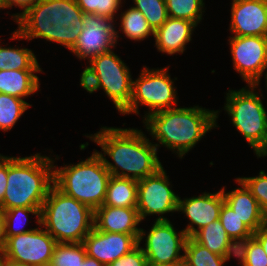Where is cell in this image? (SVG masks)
Returning a JSON list of instances; mask_svg holds the SVG:
<instances>
[{
  "instance_id": "obj_1",
  "label": "cell",
  "mask_w": 267,
  "mask_h": 266,
  "mask_svg": "<svg viewBox=\"0 0 267 266\" xmlns=\"http://www.w3.org/2000/svg\"><path fill=\"white\" fill-rule=\"evenodd\" d=\"M83 135L101 148V151L94 150L111 176L138 181L163 166L157 147L142 129L101 126L96 133Z\"/></svg>"
},
{
  "instance_id": "obj_2",
  "label": "cell",
  "mask_w": 267,
  "mask_h": 266,
  "mask_svg": "<svg viewBox=\"0 0 267 266\" xmlns=\"http://www.w3.org/2000/svg\"><path fill=\"white\" fill-rule=\"evenodd\" d=\"M222 111L194 105L178 106L149 114L143 120L146 133L157 142L159 148H167L176 157L183 159L206 134L217 129L219 114Z\"/></svg>"
},
{
  "instance_id": "obj_3",
  "label": "cell",
  "mask_w": 267,
  "mask_h": 266,
  "mask_svg": "<svg viewBox=\"0 0 267 266\" xmlns=\"http://www.w3.org/2000/svg\"><path fill=\"white\" fill-rule=\"evenodd\" d=\"M84 15L75 0H40L15 22L9 39H44L70 51L84 29Z\"/></svg>"
},
{
  "instance_id": "obj_4",
  "label": "cell",
  "mask_w": 267,
  "mask_h": 266,
  "mask_svg": "<svg viewBox=\"0 0 267 266\" xmlns=\"http://www.w3.org/2000/svg\"><path fill=\"white\" fill-rule=\"evenodd\" d=\"M8 184L0 204L2 211L14 207L41 208L53 182L52 155L8 156Z\"/></svg>"
},
{
  "instance_id": "obj_5",
  "label": "cell",
  "mask_w": 267,
  "mask_h": 266,
  "mask_svg": "<svg viewBox=\"0 0 267 266\" xmlns=\"http://www.w3.org/2000/svg\"><path fill=\"white\" fill-rule=\"evenodd\" d=\"M224 114L258 158L267 157V107L260 85L246 84L225 93Z\"/></svg>"
},
{
  "instance_id": "obj_6",
  "label": "cell",
  "mask_w": 267,
  "mask_h": 266,
  "mask_svg": "<svg viewBox=\"0 0 267 266\" xmlns=\"http://www.w3.org/2000/svg\"><path fill=\"white\" fill-rule=\"evenodd\" d=\"M53 159L54 186L65 195L89 206L93 211L103 205L110 172L105 167L103 159L95 152L78 163L55 164L60 155Z\"/></svg>"
},
{
  "instance_id": "obj_7",
  "label": "cell",
  "mask_w": 267,
  "mask_h": 266,
  "mask_svg": "<svg viewBox=\"0 0 267 266\" xmlns=\"http://www.w3.org/2000/svg\"><path fill=\"white\" fill-rule=\"evenodd\" d=\"M40 225L57 243H83L94 227V211L53 185L40 210Z\"/></svg>"
},
{
  "instance_id": "obj_8",
  "label": "cell",
  "mask_w": 267,
  "mask_h": 266,
  "mask_svg": "<svg viewBox=\"0 0 267 266\" xmlns=\"http://www.w3.org/2000/svg\"><path fill=\"white\" fill-rule=\"evenodd\" d=\"M85 65L79 85L89 94L103 90L121 114L129 106L132 95L133 73L129 66L114 49L101 53Z\"/></svg>"
},
{
  "instance_id": "obj_9",
  "label": "cell",
  "mask_w": 267,
  "mask_h": 266,
  "mask_svg": "<svg viewBox=\"0 0 267 266\" xmlns=\"http://www.w3.org/2000/svg\"><path fill=\"white\" fill-rule=\"evenodd\" d=\"M170 66L149 68L143 65L137 78L132 79V95L129 106L121 115H140V107H147L142 120L149 114L178 107L177 77L171 78Z\"/></svg>"
},
{
  "instance_id": "obj_10",
  "label": "cell",
  "mask_w": 267,
  "mask_h": 266,
  "mask_svg": "<svg viewBox=\"0 0 267 266\" xmlns=\"http://www.w3.org/2000/svg\"><path fill=\"white\" fill-rule=\"evenodd\" d=\"M164 166L154 174L138 180L137 210L142 223L147 217L153 221H170L167 215L178 212L179 195L174 188ZM166 215V216H165Z\"/></svg>"
},
{
  "instance_id": "obj_11",
  "label": "cell",
  "mask_w": 267,
  "mask_h": 266,
  "mask_svg": "<svg viewBox=\"0 0 267 266\" xmlns=\"http://www.w3.org/2000/svg\"><path fill=\"white\" fill-rule=\"evenodd\" d=\"M151 224L148 231L141 228L138 239L147 262L166 265L184 260V248L188 238L184 229L177 231L171 220L154 221Z\"/></svg>"
},
{
  "instance_id": "obj_12",
  "label": "cell",
  "mask_w": 267,
  "mask_h": 266,
  "mask_svg": "<svg viewBox=\"0 0 267 266\" xmlns=\"http://www.w3.org/2000/svg\"><path fill=\"white\" fill-rule=\"evenodd\" d=\"M233 69L249 85H261L267 70V37L229 36Z\"/></svg>"
},
{
  "instance_id": "obj_13",
  "label": "cell",
  "mask_w": 267,
  "mask_h": 266,
  "mask_svg": "<svg viewBox=\"0 0 267 266\" xmlns=\"http://www.w3.org/2000/svg\"><path fill=\"white\" fill-rule=\"evenodd\" d=\"M57 241L41 226L30 232L9 237L5 242V260L31 266L50 265Z\"/></svg>"
},
{
  "instance_id": "obj_14",
  "label": "cell",
  "mask_w": 267,
  "mask_h": 266,
  "mask_svg": "<svg viewBox=\"0 0 267 266\" xmlns=\"http://www.w3.org/2000/svg\"><path fill=\"white\" fill-rule=\"evenodd\" d=\"M84 29L78 37L71 53L80 61L89 62L101 53L116 49L115 20L96 14H85Z\"/></svg>"
},
{
  "instance_id": "obj_15",
  "label": "cell",
  "mask_w": 267,
  "mask_h": 266,
  "mask_svg": "<svg viewBox=\"0 0 267 266\" xmlns=\"http://www.w3.org/2000/svg\"><path fill=\"white\" fill-rule=\"evenodd\" d=\"M224 202L222 189L214 193L204 191L189 198H181L179 195L177 213L184 214L189 222L183 228L186 235L192 237L201 228L218 220Z\"/></svg>"
},
{
  "instance_id": "obj_16",
  "label": "cell",
  "mask_w": 267,
  "mask_h": 266,
  "mask_svg": "<svg viewBox=\"0 0 267 266\" xmlns=\"http://www.w3.org/2000/svg\"><path fill=\"white\" fill-rule=\"evenodd\" d=\"M231 36L267 37V0H231Z\"/></svg>"
},
{
  "instance_id": "obj_17",
  "label": "cell",
  "mask_w": 267,
  "mask_h": 266,
  "mask_svg": "<svg viewBox=\"0 0 267 266\" xmlns=\"http://www.w3.org/2000/svg\"><path fill=\"white\" fill-rule=\"evenodd\" d=\"M140 235L99 231L95 227L85 236L86 254L105 266L129 253L138 245Z\"/></svg>"
},
{
  "instance_id": "obj_18",
  "label": "cell",
  "mask_w": 267,
  "mask_h": 266,
  "mask_svg": "<svg viewBox=\"0 0 267 266\" xmlns=\"http://www.w3.org/2000/svg\"><path fill=\"white\" fill-rule=\"evenodd\" d=\"M197 27L192 21L168 17L167 21L154 31V47L157 52L168 56L182 55L192 41Z\"/></svg>"
},
{
  "instance_id": "obj_19",
  "label": "cell",
  "mask_w": 267,
  "mask_h": 266,
  "mask_svg": "<svg viewBox=\"0 0 267 266\" xmlns=\"http://www.w3.org/2000/svg\"><path fill=\"white\" fill-rule=\"evenodd\" d=\"M234 180L238 187L231 191H228L226 186L221 187L225 203L240 218L241 222L255 233L267 223V216L247 187L239 179L235 178Z\"/></svg>"
},
{
  "instance_id": "obj_20",
  "label": "cell",
  "mask_w": 267,
  "mask_h": 266,
  "mask_svg": "<svg viewBox=\"0 0 267 266\" xmlns=\"http://www.w3.org/2000/svg\"><path fill=\"white\" fill-rule=\"evenodd\" d=\"M141 223L137 208L100 206L94 211V227L99 231L140 235Z\"/></svg>"
},
{
  "instance_id": "obj_21",
  "label": "cell",
  "mask_w": 267,
  "mask_h": 266,
  "mask_svg": "<svg viewBox=\"0 0 267 266\" xmlns=\"http://www.w3.org/2000/svg\"><path fill=\"white\" fill-rule=\"evenodd\" d=\"M44 70H0V93L17 98L28 99L40 89V78L37 73Z\"/></svg>"
},
{
  "instance_id": "obj_22",
  "label": "cell",
  "mask_w": 267,
  "mask_h": 266,
  "mask_svg": "<svg viewBox=\"0 0 267 266\" xmlns=\"http://www.w3.org/2000/svg\"><path fill=\"white\" fill-rule=\"evenodd\" d=\"M120 14H118L117 19L115 21V27H119L118 29L115 28V37L116 43L119 44L120 38L122 33L126 38L130 39L131 41L141 42L143 40L149 39L154 37V31L149 26L146 18L144 15L133 6L125 8V11L121 8ZM119 20V22H118Z\"/></svg>"
},
{
  "instance_id": "obj_23",
  "label": "cell",
  "mask_w": 267,
  "mask_h": 266,
  "mask_svg": "<svg viewBox=\"0 0 267 266\" xmlns=\"http://www.w3.org/2000/svg\"><path fill=\"white\" fill-rule=\"evenodd\" d=\"M192 238L212 253L236 257L237 245L227 235L219 219L198 230Z\"/></svg>"
},
{
  "instance_id": "obj_24",
  "label": "cell",
  "mask_w": 267,
  "mask_h": 266,
  "mask_svg": "<svg viewBox=\"0 0 267 266\" xmlns=\"http://www.w3.org/2000/svg\"><path fill=\"white\" fill-rule=\"evenodd\" d=\"M138 181L132 178L111 176L102 206L136 208Z\"/></svg>"
},
{
  "instance_id": "obj_25",
  "label": "cell",
  "mask_w": 267,
  "mask_h": 266,
  "mask_svg": "<svg viewBox=\"0 0 267 266\" xmlns=\"http://www.w3.org/2000/svg\"><path fill=\"white\" fill-rule=\"evenodd\" d=\"M0 39V70H42L38 55L32 49L23 46H10ZM7 45H9L7 47Z\"/></svg>"
},
{
  "instance_id": "obj_26",
  "label": "cell",
  "mask_w": 267,
  "mask_h": 266,
  "mask_svg": "<svg viewBox=\"0 0 267 266\" xmlns=\"http://www.w3.org/2000/svg\"><path fill=\"white\" fill-rule=\"evenodd\" d=\"M40 210L41 208H25L14 207L9 210H4V222H5V239L9 237L19 235L22 233L30 232L36 229L40 225ZM33 215L36 222V227L25 228L32 220H29V216ZM30 221V222H29Z\"/></svg>"
},
{
  "instance_id": "obj_27",
  "label": "cell",
  "mask_w": 267,
  "mask_h": 266,
  "mask_svg": "<svg viewBox=\"0 0 267 266\" xmlns=\"http://www.w3.org/2000/svg\"><path fill=\"white\" fill-rule=\"evenodd\" d=\"M29 107L32 104L24 99L0 93V131L6 133L13 129Z\"/></svg>"
},
{
  "instance_id": "obj_28",
  "label": "cell",
  "mask_w": 267,
  "mask_h": 266,
  "mask_svg": "<svg viewBox=\"0 0 267 266\" xmlns=\"http://www.w3.org/2000/svg\"><path fill=\"white\" fill-rule=\"evenodd\" d=\"M231 258L212 253L210 250L188 237L184 248V261L191 266H227Z\"/></svg>"
},
{
  "instance_id": "obj_29",
  "label": "cell",
  "mask_w": 267,
  "mask_h": 266,
  "mask_svg": "<svg viewBox=\"0 0 267 266\" xmlns=\"http://www.w3.org/2000/svg\"><path fill=\"white\" fill-rule=\"evenodd\" d=\"M168 17L201 24L205 10L204 0H165Z\"/></svg>"
},
{
  "instance_id": "obj_30",
  "label": "cell",
  "mask_w": 267,
  "mask_h": 266,
  "mask_svg": "<svg viewBox=\"0 0 267 266\" xmlns=\"http://www.w3.org/2000/svg\"><path fill=\"white\" fill-rule=\"evenodd\" d=\"M219 221L226 230L227 235L238 245L251 238L253 232L243 223L234 211L224 202L219 215Z\"/></svg>"
},
{
  "instance_id": "obj_31",
  "label": "cell",
  "mask_w": 267,
  "mask_h": 266,
  "mask_svg": "<svg viewBox=\"0 0 267 266\" xmlns=\"http://www.w3.org/2000/svg\"><path fill=\"white\" fill-rule=\"evenodd\" d=\"M236 260L238 266H267V255L254 236L237 245Z\"/></svg>"
},
{
  "instance_id": "obj_32",
  "label": "cell",
  "mask_w": 267,
  "mask_h": 266,
  "mask_svg": "<svg viewBox=\"0 0 267 266\" xmlns=\"http://www.w3.org/2000/svg\"><path fill=\"white\" fill-rule=\"evenodd\" d=\"M86 256L83 243H57L54 248L51 266H77Z\"/></svg>"
},
{
  "instance_id": "obj_33",
  "label": "cell",
  "mask_w": 267,
  "mask_h": 266,
  "mask_svg": "<svg viewBox=\"0 0 267 266\" xmlns=\"http://www.w3.org/2000/svg\"><path fill=\"white\" fill-rule=\"evenodd\" d=\"M132 6L146 18L153 31L160 28L168 19L165 0H132Z\"/></svg>"
},
{
  "instance_id": "obj_34",
  "label": "cell",
  "mask_w": 267,
  "mask_h": 266,
  "mask_svg": "<svg viewBox=\"0 0 267 266\" xmlns=\"http://www.w3.org/2000/svg\"><path fill=\"white\" fill-rule=\"evenodd\" d=\"M84 14H96L116 21L126 0H75Z\"/></svg>"
},
{
  "instance_id": "obj_35",
  "label": "cell",
  "mask_w": 267,
  "mask_h": 266,
  "mask_svg": "<svg viewBox=\"0 0 267 266\" xmlns=\"http://www.w3.org/2000/svg\"><path fill=\"white\" fill-rule=\"evenodd\" d=\"M236 178L247 187L267 216V173L265 170H260L256 176Z\"/></svg>"
},
{
  "instance_id": "obj_36",
  "label": "cell",
  "mask_w": 267,
  "mask_h": 266,
  "mask_svg": "<svg viewBox=\"0 0 267 266\" xmlns=\"http://www.w3.org/2000/svg\"><path fill=\"white\" fill-rule=\"evenodd\" d=\"M147 258L138 244L129 253L121 256L116 261L108 264L107 266H147Z\"/></svg>"
},
{
  "instance_id": "obj_37",
  "label": "cell",
  "mask_w": 267,
  "mask_h": 266,
  "mask_svg": "<svg viewBox=\"0 0 267 266\" xmlns=\"http://www.w3.org/2000/svg\"><path fill=\"white\" fill-rule=\"evenodd\" d=\"M40 0H0V12L1 10H9L12 8H20L19 12L10 14V11H7L11 17V20L16 22L22 15H24L30 8H32Z\"/></svg>"
},
{
  "instance_id": "obj_38",
  "label": "cell",
  "mask_w": 267,
  "mask_h": 266,
  "mask_svg": "<svg viewBox=\"0 0 267 266\" xmlns=\"http://www.w3.org/2000/svg\"><path fill=\"white\" fill-rule=\"evenodd\" d=\"M8 155L0 161V204L3 202V198L6 192L8 184Z\"/></svg>"
},
{
  "instance_id": "obj_39",
  "label": "cell",
  "mask_w": 267,
  "mask_h": 266,
  "mask_svg": "<svg viewBox=\"0 0 267 266\" xmlns=\"http://www.w3.org/2000/svg\"><path fill=\"white\" fill-rule=\"evenodd\" d=\"M253 236L261 243L267 255V223H265Z\"/></svg>"
},
{
  "instance_id": "obj_40",
  "label": "cell",
  "mask_w": 267,
  "mask_h": 266,
  "mask_svg": "<svg viewBox=\"0 0 267 266\" xmlns=\"http://www.w3.org/2000/svg\"><path fill=\"white\" fill-rule=\"evenodd\" d=\"M5 222L3 211L0 209V254H3L5 248Z\"/></svg>"
},
{
  "instance_id": "obj_41",
  "label": "cell",
  "mask_w": 267,
  "mask_h": 266,
  "mask_svg": "<svg viewBox=\"0 0 267 266\" xmlns=\"http://www.w3.org/2000/svg\"><path fill=\"white\" fill-rule=\"evenodd\" d=\"M77 266H105L103 263L99 262L97 259L92 258L86 254L82 263Z\"/></svg>"
},
{
  "instance_id": "obj_42",
  "label": "cell",
  "mask_w": 267,
  "mask_h": 266,
  "mask_svg": "<svg viewBox=\"0 0 267 266\" xmlns=\"http://www.w3.org/2000/svg\"><path fill=\"white\" fill-rule=\"evenodd\" d=\"M5 266H31V265L19 263V262H14L11 260H5Z\"/></svg>"
},
{
  "instance_id": "obj_43",
  "label": "cell",
  "mask_w": 267,
  "mask_h": 266,
  "mask_svg": "<svg viewBox=\"0 0 267 266\" xmlns=\"http://www.w3.org/2000/svg\"><path fill=\"white\" fill-rule=\"evenodd\" d=\"M263 78H264V81H265L264 83H265V85H266V86H265V88H266L265 91L267 92V70L265 71V73H264V77H263ZM266 94H267V93H266ZM266 97H267V96H266ZM266 100H267V99H266ZM266 100H265L264 102L266 103V106H267V101H266Z\"/></svg>"
},
{
  "instance_id": "obj_44",
  "label": "cell",
  "mask_w": 267,
  "mask_h": 266,
  "mask_svg": "<svg viewBox=\"0 0 267 266\" xmlns=\"http://www.w3.org/2000/svg\"><path fill=\"white\" fill-rule=\"evenodd\" d=\"M147 266H176V264H166V265H161V264L147 263Z\"/></svg>"
},
{
  "instance_id": "obj_45",
  "label": "cell",
  "mask_w": 267,
  "mask_h": 266,
  "mask_svg": "<svg viewBox=\"0 0 267 266\" xmlns=\"http://www.w3.org/2000/svg\"><path fill=\"white\" fill-rule=\"evenodd\" d=\"M176 266H191L186 261L182 260L176 264Z\"/></svg>"
},
{
  "instance_id": "obj_46",
  "label": "cell",
  "mask_w": 267,
  "mask_h": 266,
  "mask_svg": "<svg viewBox=\"0 0 267 266\" xmlns=\"http://www.w3.org/2000/svg\"><path fill=\"white\" fill-rule=\"evenodd\" d=\"M0 266H5V258L3 257V254H0Z\"/></svg>"
},
{
  "instance_id": "obj_47",
  "label": "cell",
  "mask_w": 267,
  "mask_h": 266,
  "mask_svg": "<svg viewBox=\"0 0 267 266\" xmlns=\"http://www.w3.org/2000/svg\"><path fill=\"white\" fill-rule=\"evenodd\" d=\"M5 157V155L0 153V161Z\"/></svg>"
}]
</instances>
